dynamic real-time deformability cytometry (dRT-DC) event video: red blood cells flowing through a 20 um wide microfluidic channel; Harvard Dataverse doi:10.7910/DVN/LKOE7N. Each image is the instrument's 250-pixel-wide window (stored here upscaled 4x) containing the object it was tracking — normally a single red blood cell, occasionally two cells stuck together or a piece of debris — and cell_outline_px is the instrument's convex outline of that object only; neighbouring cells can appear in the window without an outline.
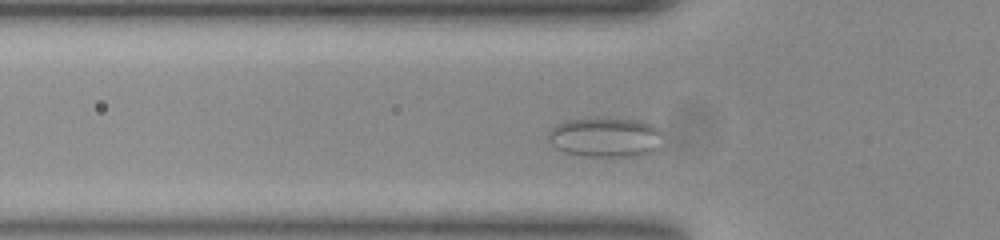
{"species": "common noctule bat (a hibernating species)", "species_latin": "Nyctalus noctula", "temperature_condition": "room temperature", "stored_images_in_passage": 44, "camera_frame_rate_fps": 3000, "um_per_image_px": 0.085, "animal": {"sex": "female", "body_mass_g": 23.0, "forearm_length_mm": 53.4}, "frame": {"image": 1, "passage_image": 6, "time_ms": 1.667, "image_size_px": [1000, 240], "cell_outline_px": [[656, 148], [640, 156], [584, 156], [568, 152], [556, 148], [552, 144], [548, 136], [560, 124], [568, 120], [596, 116], [600, 116], [636, 120], [648, 124], [656, 128]], "centroid_in_image_um": [51.38, 11.64], "position_along_channel_um": 74.4, "area_um2": 25.66}}
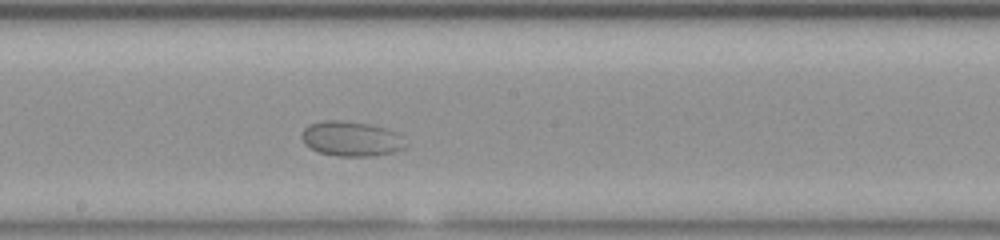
{"frame": {"image": 2, "passage_image": 18, "time_ms": 5.667, "image_size_px": [1000, 240], "cell_outline_px": [[404, 148], [392, 152], [372, 156], [336, 156], [320, 152], [312, 148], [304, 140], [304, 128], [312, 124], [324, 120], [340, 120], [368, 124], [384, 128], [392, 132]], "centroid_in_image_um": [29.78, 11.8], "position_along_channel_um": 218.4, "area_um2": 20.0}}
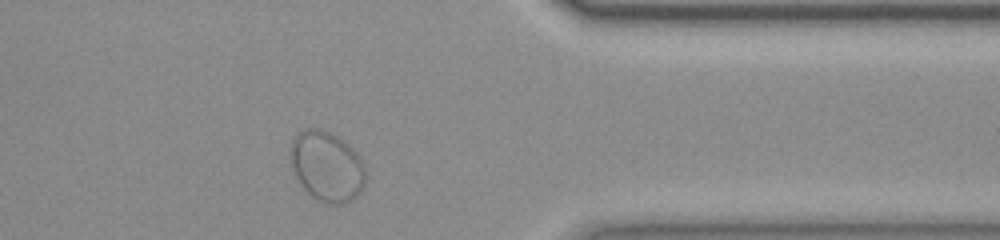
{"frame": {"image": 3, "passage_image": 33, "time_ms": 10.667, "image_size_px": [1000, 240], "cell_outline_px": [[364, 184], [356, 196], [352, 200], [340, 204], [324, 204], [312, 196], [304, 188], [296, 176], [292, 164], [292, 144], [296, 136], [300, 132], [308, 128], [316, 128], [328, 132], [336, 136], [348, 144], [360, 160], [364, 168]], "centroid_in_image_um": [27.78, 14.17], "position_along_channel_um": 383.6, "area_um2": 29.77}}